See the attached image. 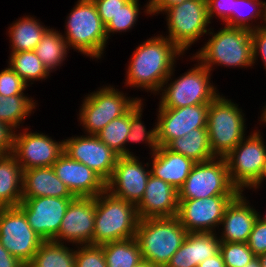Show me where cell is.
I'll return each instance as SVG.
<instances>
[{
	"mask_svg": "<svg viewBox=\"0 0 266 267\" xmlns=\"http://www.w3.org/2000/svg\"><path fill=\"white\" fill-rule=\"evenodd\" d=\"M183 55L185 56L169 38L154 34L132 52L125 65L127 68L123 88L140 89L156 95L177 65V60L183 59Z\"/></svg>",
	"mask_w": 266,
	"mask_h": 267,
	"instance_id": "obj_1",
	"label": "cell"
},
{
	"mask_svg": "<svg viewBox=\"0 0 266 267\" xmlns=\"http://www.w3.org/2000/svg\"><path fill=\"white\" fill-rule=\"evenodd\" d=\"M216 32L211 27L208 40L193 55L211 73L220 67L254 68L251 30L223 25ZM212 35V36H211ZM216 67V68H215Z\"/></svg>",
	"mask_w": 266,
	"mask_h": 267,
	"instance_id": "obj_2",
	"label": "cell"
},
{
	"mask_svg": "<svg viewBox=\"0 0 266 267\" xmlns=\"http://www.w3.org/2000/svg\"><path fill=\"white\" fill-rule=\"evenodd\" d=\"M194 67L175 78V69L165 80L155 96H159L157 108H180L197 104H210L221 92L211 80L212 73L194 56H190Z\"/></svg>",
	"mask_w": 266,
	"mask_h": 267,
	"instance_id": "obj_3",
	"label": "cell"
},
{
	"mask_svg": "<svg viewBox=\"0 0 266 267\" xmlns=\"http://www.w3.org/2000/svg\"><path fill=\"white\" fill-rule=\"evenodd\" d=\"M64 24V33L61 34L69 49L86 55L90 60L104 57L109 40L93 0H77Z\"/></svg>",
	"mask_w": 266,
	"mask_h": 267,
	"instance_id": "obj_4",
	"label": "cell"
},
{
	"mask_svg": "<svg viewBox=\"0 0 266 267\" xmlns=\"http://www.w3.org/2000/svg\"><path fill=\"white\" fill-rule=\"evenodd\" d=\"M187 233L177 216L146 218L139 219L135 238L143 260L165 267Z\"/></svg>",
	"mask_w": 266,
	"mask_h": 267,
	"instance_id": "obj_5",
	"label": "cell"
},
{
	"mask_svg": "<svg viewBox=\"0 0 266 267\" xmlns=\"http://www.w3.org/2000/svg\"><path fill=\"white\" fill-rule=\"evenodd\" d=\"M139 217L135 204L111 195L107 190L95 197L93 245L136 236Z\"/></svg>",
	"mask_w": 266,
	"mask_h": 267,
	"instance_id": "obj_6",
	"label": "cell"
},
{
	"mask_svg": "<svg viewBox=\"0 0 266 267\" xmlns=\"http://www.w3.org/2000/svg\"><path fill=\"white\" fill-rule=\"evenodd\" d=\"M241 108L222 93L209 104L207 132L215 157H225L246 137L247 118Z\"/></svg>",
	"mask_w": 266,
	"mask_h": 267,
	"instance_id": "obj_7",
	"label": "cell"
},
{
	"mask_svg": "<svg viewBox=\"0 0 266 267\" xmlns=\"http://www.w3.org/2000/svg\"><path fill=\"white\" fill-rule=\"evenodd\" d=\"M98 89V90H97ZM84 96L77 114L83 133L96 135L110 121L128 113L143 97H130L129 93L114 85H100Z\"/></svg>",
	"mask_w": 266,
	"mask_h": 267,
	"instance_id": "obj_8",
	"label": "cell"
},
{
	"mask_svg": "<svg viewBox=\"0 0 266 267\" xmlns=\"http://www.w3.org/2000/svg\"><path fill=\"white\" fill-rule=\"evenodd\" d=\"M161 14L166 17L168 31L166 35L160 34L169 38L184 54L207 35L212 27L207 0H185L165 9Z\"/></svg>",
	"mask_w": 266,
	"mask_h": 267,
	"instance_id": "obj_9",
	"label": "cell"
},
{
	"mask_svg": "<svg viewBox=\"0 0 266 267\" xmlns=\"http://www.w3.org/2000/svg\"><path fill=\"white\" fill-rule=\"evenodd\" d=\"M255 128L224 157L230 181L239 192L245 193L259 181L266 163V140L262 129Z\"/></svg>",
	"mask_w": 266,
	"mask_h": 267,
	"instance_id": "obj_10",
	"label": "cell"
},
{
	"mask_svg": "<svg viewBox=\"0 0 266 267\" xmlns=\"http://www.w3.org/2000/svg\"><path fill=\"white\" fill-rule=\"evenodd\" d=\"M238 193L230 181L225 158L214 157L193 165L189 176L178 190V199H204Z\"/></svg>",
	"mask_w": 266,
	"mask_h": 267,
	"instance_id": "obj_11",
	"label": "cell"
},
{
	"mask_svg": "<svg viewBox=\"0 0 266 267\" xmlns=\"http://www.w3.org/2000/svg\"><path fill=\"white\" fill-rule=\"evenodd\" d=\"M43 241L18 206L0 208V243L12 256L27 265Z\"/></svg>",
	"mask_w": 266,
	"mask_h": 267,
	"instance_id": "obj_12",
	"label": "cell"
},
{
	"mask_svg": "<svg viewBox=\"0 0 266 267\" xmlns=\"http://www.w3.org/2000/svg\"><path fill=\"white\" fill-rule=\"evenodd\" d=\"M27 126L14 131L12 155L22 170L49 167L64 151V140L56 141L43 132H32Z\"/></svg>",
	"mask_w": 266,
	"mask_h": 267,
	"instance_id": "obj_13",
	"label": "cell"
},
{
	"mask_svg": "<svg viewBox=\"0 0 266 267\" xmlns=\"http://www.w3.org/2000/svg\"><path fill=\"white\" fill-rule=\"evenodd\" d=\"M235 196L217 195L204 199H178L177 218L188 233H216L220 228L227 205Z\"/></svg>",
	"mask_w": 266,
	"mask_h": 267,
	"instance_id": "obj_14",
	"label": "cell"
},
{
	"mask_svg": "<svg viewBox=\"0 0 266 267\" xmlns=\"http://www.w3.org/2000/svg\"><path fill=\"white\" fill-rule=\"evenodd\" d=\"M149 161L138 156H119L106 190L113 196L137 205L145 192L150 176Z\"/></svg>",
	"mask_w": 266,
	"mask_h": 267,
	"instance_id": "obj_15",
	"label": "cell"
},
{
	"mask_svg": "<svg viewBox=\"0 0 266 267\" xmlns=\"http://www.w3.org/2000/svg\"><path fill=\"white\" fill-rule=\"evenodd\" d=\"M64 140V153L70 158L85 164L105 182L113 173L119 155L111 150L96 135H72Z\"/></svg>",
	"mask_w": 266,
	"mask_h": 267,
	"instance_id": "obj_16",
	"label": "cell"
},
{
	"mask_svg": "<svg viewBox=\"0 0 266 267\" xmlns=\"http://www.w3.org/2000/svg\"><path fill=\"white\" fill-rule=\"evenodd\" d=\"M209 104L180 108H157V142L167 146L172 140L188 134L195 128H207Z\"/></svg>",
	"mask_w": 266,
	"mask_h": 267,
	"instance_id": "obj_17",
	"label": "cell"
},
{
	"mask_svg": "<svg viewBox=\"0 0 266 267\" xmlns=\"http://www.w3.org/2000/svg\"><path fill=\"white\" fill-rule=\"evenodd\" d=\"M74 198H22L18 207L24 212L30 227L44 240H53L70 201Z\"/></svg>",
	"mask_w": 266,
	"mask_h": 267,
	"instance_id": "obj_18",
	"label": "cell"
},
{
	"mask_svg": "<svg viewBox=\"0 0 266 267\" xmlns=\"http://www.w3.org/2000/svg\"><path fill=\"white\" fill-rule=\"evenodd\" d=\"M95 229V197H75L69 203L53 241L72 244H92Z\"/></svg>",
	"mask_w": 266,
	"mask_h": 267,
	"instance_id": "obj_19",
	"label": "cell"
},
{
	"mask_svg": "<svg viewBox=\"0 0 266 267\" xmlns=\"http://www.w3.org/2000/svg\"><path fill=\"white\" fill-rule=\"evenodd\" d=\"M52 167L75 197H96L106 190V182L96 172L64 152Z\"/></svg>",
	"mask_w": 266,
	"mask_h": 267,
	"instance_id": "obj_20",
	"label": "cell"
},
{
	"mask_svg": "<svg viewBox=\"0 0 266 267\" xmlns=\"http://www.w3.org/2000/svg\"><path fill=\"white\" fill-rule=\"evenodd\" d=\"M245 194L247 193L239 192L227 205L217 231L220 242L247 243L257 220L258 209Z\"/></svg>",
	"mask_w": 266,
	"mask_h": 267,
	"instance_id": "obj_21",
	"label": "cell"
},
{
	"mask_svg": "<svg viewBox=\"0 0 266 267\" xmlns=\"http://www.w3.org/2000/svg\"><path fill=\"white\" fill-rule=\"evenodd\" d=\"M178 190L150 174L144 195L136 205L139 219L174 217L178 214Z\"/></svg>",
	"mask_w": 266,
	"mask_h": 267,
	"instance_id": "obj_22",
	"label": "cell"
},
{
	"mask_svg": "<svg viewBox=\"0 0 266 267\" xmlns=\"http://www.w3.org/2000/svg\"><path fill=\"white\" fill-rule=\"evenodd\" d=\"M220 239L213 232L187 233L181 247L165 267H197L219 252Z\"/></svg>",
	"mask_w": 266,
	"mask_h": 267,
	"instance_id": "obj_23",
	"label": "cell"
},
{
	"mask_svg": "<svg viewBox=\"0 0 266 267\" xmlns=\"http://www.w3.org/2000/svg\"><path fill=\"white\" fill-rule=\"evenodd\" d=\"M149 166L151 175L162 179L179 190L195 162L191 159L168 150L165 146L159 148L150 155Z\"/></svg>",
	"mask_w": 266,
	"mask_h": 267,
	"instance_id": "obj_24",
	"label": "cell"
},
{
	"mask_svg": "<svg viewBox=\"0 0 266 267\" xmlns=\"http://www.w3.org/2000/svg\"><path fill=\"white\" fill-rule=\"evenodd\" d=\"M75 198L69 188L57 177L52 166L36 167L22 173V198Z\"/></svg>",
	"mask_w": 266,
	"mask_h": 267,
	"instance_id": "obj_25",
	"label": "cell"
},
{
	"mask_svg": "<svg viewBox=\"0 0 266 267\" xmlns=\"http://www.w3.org/2000/svg\"><path fill=\"white\" fill-rule=\"evenodd\" d=\"M50 26L44 25L36 16L24 15L18 17L7 28L10 52L31 51L41 41L43 34Z\"/></svg>",
	"mask_w": 266,
	"mask_h": 267,
	"instance_id": "obj_26",
	"label": "cell"
},
{
	"mask_svg": "<svg viewBox=\"0 0 266 267\" xmlns=\"http://www.w3.org/2000/svg\"><path fill=\"white\" fill-rule=\"evenodd\" d=\"M23 170L12 154L0 155V208L22 202Z\"/></svg>",
	"mask_w": 266,
	"mask_h": 267,
	"instance_id": "obj_27",
	"label": "cell"
},
{
	"mask_svg": "<svg viewBox=\"0 0 266 267\" xmlns=\"http://www.w3.org/2000/svg\"><path fill=\"white\" fill-rule=\"evenodd\" d=\"M166 148L195 163L208 161L215 157L211 152L207 128H195L188 134L172 140Z\"/></svg>",
	"mask_w": 266,
	"mask_h": 267,
	"instance_id": "obj_28",
	"label": "cell"
},
{
	"mask_svg": "<svg viewBox=\"0 0 266 267\" xmlns=\"http://www.w3.org/2000/svg\"><path fill=\"white\" fill-rule=\"evenodd\" d=\"M34 52L48 71L54 73L63 66L66 58L69 57L70 49L60 30L49 27Z\"/></svg>",
	"mask_w": 266,
	"mask_h": 267,
	"instance_id": "obj_29",
	"label": "cell"
},
{
	"mask_svg": "<svg viewBox=\"0 0 266 267\" xmlns=\"http://www.w3.org/2000/svg\"><path fill=\"white\" fill-rule=\"evenodd\" d=\"M29 96L28 93L8 97L0 94V122L7 124L14 131L24 128L25 120L34 114L38 107V101Z\"/></svg>",
	"mask_w": 266,
	"mask_h": 267,
	"instance_id": "obj_30",
	"label": "cell"
},
{
	"mask_svg": "<svg viewBox=\"0 0 266 267\" xmlns=\"http://www.w3.org/2000/svg\"><path fill=\"white\" fill-rule=\"evenodd\" d=\"M43 241L26 267H75V245Z\"/></svg>",
	"mask_w": 266,
	"mask_h": 267,
	"instance_id": "obj_31",
	"label": "cell"
},
{
	"mask_svg": "<svg viewBox=\"0 0 266 267\" xmlns=\"http://www.w3.org/2000/svg\"><path fill=\"white\" fill-rule=\"evenodd\" d=\"M8 65L27 86L35 81L45 82L51 75L45 65L36 56L34 50L22 52H9Z\"/></svg>",
	"mask_w": 266,
	"mask_h": 267,
	"instance_id": "obj_32",
	"label": "cell"
},
{
	"mask_svg": "<svg viewBox=\"0 0 266 267\" xmlns=\"http://www.w3.org/2000/svg\"><path fill=\"white\" fill-rule=\"evenodd\" d=\"M144 101L140 100L131 110H130V132L126 139V156H135L134 152L131 151V148H128V145L133 143L139 144L144 143L147 146L146 148L150 149L149 154H153L158 148L157 142V122L153 124V128L147 131L146 125L142 121L143 110H144ZM130 143V144H129Z\"/></svg>",
	"mask_w": 266,
	"mask_h": 267,
	"instance_id": "obj_33",
	"label": "cell"
},
{
	"mask_svg": "<svg viewBox=\"0 0 266 267\" xmlns=\"http://www.w3.org/2000/svg\"><path fill=\"white\" fill-rule=\"evenodd\" d=\"M102 248L107 267H135L143 260L135 237L105 243Z\"/></svg>",
	"mask_w": 266,
	"mask_h": 267,
	"instance_id": "obj_34",
	"label": "cell"
},
{
	"mask_svg": "<svg viewBox=\"0 0 266 267\" xmlns=\"http://www.w3.org/2000/svg\"><path fill=\"white\" fill-rule=\"evenodd\" d=\"M265 3V0H234L233 19L226 26L251 31L264 26Z\"/></svg>",
	"mask_w": 266,
	"mask_h": 267,
	"instance_id": "obj_35",
	"label": "cell"
},
{
	"mask_svg": "<svg viewBox=\"0 0 266 267\" xmlns=\"http://www.w3.org/2000/svg\"><path fill=\"white\" fill-rule=\"evenodd\" d=\"M147 3L140 5L139 0H129L118 13L107 23L105 26L106 35L108 40L111 39V36L114 34H121L125 32H129L133 29L135 25H137V21L139 15L144 13L146 17L151 16V9H150V0H146ZM142 7V8H141ZM144 10V11H141Z\"/></svg>",
	"mask_w": 266,
	"mask_h": 267,
	"instance_id": "obj_36",
	"label": "cell"
},
{
	"mask_svg": "<svg viewBox=\"0 0 266 267\" xmlns=\"http://www.w3.org/2000/svg\"><path fill=\"white\" fill-rule=\"evenodd\" d=\"M130 132V111L110 121L96 136L119 156H126V139Z\"/></svg>",
	"mask_w": 266,
	"mask_h": 267,
	"instance_id": "obj_37",
	"label": "cell"
},
{
	"mask_svg": "<svg viewBox=\"0 0 266 267\" xmlns=\"http://www.w3.org/2000/svg\"><path fill=\"white\" fill-rule=\"evenodd\" d=\"M219 252L226 267H243L256 257L247 243L220 242Z\"/></svg>",
	"mask_w": 266,
	"mask_h": 267,
	"instance_id": "obj_38",
	"label": "cell"
},
{
	"mask_svg": "<svg viewBox=\"0 0 266 267\" xmlns=\"http://www.w3.org/2000/svg\"><path fill=\"white\" fill-rule=\"evenodd\" d=\"M75 267H107L102 245H75Z\"/></svg>",
	"mask_w": 266,
	"mask_h": 267,
	"instance_id": "obj_39",
	"label": "cell"
},
{
	"mask_svg": "<svg viewBox=\"0 0 266 267\" xmlns=\"http://www.w3.org/2000/svg\"><path fill=\"white\" fill-rule=\"evenodd\" d=\"M29 86L9 66L0 71V94L14 96L25 94Z\"/></svg>",
	"mask_w": 266,
	"mask_h": 267,
	"instance_id": "obj_40",
	"label": "cell"
},
{
	"mask_svg": "<svg viewBox=\"0 0 266 267\" xmlns=\"http://www.w3.org/2000/svg\"><path fill=\"white\" fill-rule=\"evenodd\" d=\"M210 22L215 17L222 25H227L233 19L234 0H207Z\"/></svg>",
	"mask_w": 266,
	"mask_h": 267,
	"instance_id": "obj_41",
	"label": "cell"
},
{
	"mask_svg": "<svg viewBox=\"0 0 266 267\" xmlns=\"http://www.w3.org/2000/svg\"><path fill=\"white\" fill-rule=\"evenodd\" d=\"M247 245L257 257L266 253V224L258 219L254 222Z\"/></svg>",
	"mask_w": 266,
	"mask_h": 267,
	"instance_id": "obj_42",
	"label": "cell"
},
{
	"mask_svg": "<svg viewBox=\"0 0 266 267\" xmlns=\"http://www.w3.org/2000/svg\"><path fill=\"white\" fill-rule=\"evenodd\" d=\"M253 65L261 60L266 71V26L251 31ZM266 74V72H265Z\"/></svg>",
	"mask_w": 266,
	"mask_h": 267,
	"instance_id": "obj_43",
	"label": "cell"
},
{
	"mask_svg": "<svg viewBox=\"0 0 266 267\" xmlns=\"http://www.w3.org/2000/svg\"><path fill=\"white\" fill-rule=\"evenodd\" d=\"M128 1L129 0H93L105 26Z\"/></svg>",
	"mask_w": 266,
	"mask_h": 267,
	"instance_id": "obj_44",
	"label": "cell"
},
{
	"mask_svg": "<svg viewBox=\"0 0 266 267\" xmlns=\"http://www.w3.org/2000/svg\"><path fill=\"white\" fill-rule=\"evenodd\" d=\"M14 130L7 124L0 122V155H8L13 149Z\"/></svg>",
	"mask_w": 266,
	"mask_h": 267,
	"instance_id": "obj_45",
	"label": "cell"
},
{
	"mask_svg": "<svg viewBox=\"0 0 266 267\" xmlns=\"http://www.w3.org/2000/svg\"><path fill=\"white\" fill-rule=\"evenodd\" d=\"M0 267H26L18 258L12 256L0 243Z\"/></svg>",
	"mask_w": 266,
	"mask_h": 267,
	"instance_id": "obj_46",
	"label": "cell"
},
{
	"mask_svg": "<svg viewBox=\"0 0 266 267\" xmlns=\"http://www.w3.org/2000/svg\"><path fill=\"white\" fill-rule=\"evenodd\" d=\"M184 1L185 0H150L151 16H158L165 9Z\"/></svg>",
	"mask_w": 266,
	"mask_h": 267,
	"instance_id": "obj_47",
	"label": "cell"
},
{
	"mask_svg": "<svg viewBox=\"0 0 266 267\" xmlns=\"http://www.w3.org/2000/svg\"><path fill=\"white\" fill-rule=\"evenodd\" d=\"M197 267H226V266L221 253L218 252L214 256L207 258L206 260L198 264Z\"/></svg>",
	"mask_w": 266,
	"mask_h": 267,
	"instance_id": "obj_48",
	"label": "cell"
},
{
	"mask_svg": "<svg viewBox=\"0 0 266 267\" xmlns=\"http://www.w3.org/2000/svg\"><path fill=\"white\" fill-rule=\"evenodd\" d=\"M264 181L266 182V163L262 172V175L259 178V181L251 188L253 191H257V189L262 188V184L264 183Z\"/></svg>",
	"mask_w": 266,
	"mask_h": 267,
	"instance_id": "obj_49",
	"label": "cell"
},
{
	"mask_svg": "<svg viewBox=\"0 0 266 267\" xmlns=\"http://www.w3.org/2000/svg\"><path fill=\"white\" fill-rule=\"evenodd\" d=\"M261 115L259 118V125H263V127L266 126V104L262 107V111L260 112Z\"/></svg>",
	"mask_w": 266,
	"mask_h": 267,
	"instance_id": "obj_50",
	"label": "cell"
},
{
	"mask_svg": "<svg viewBox=\"0 0 266 267\" xmlns=\"http://www.w3.org/2000/svg\"><path fill=\"white\" fill-rule=\"evenodd\" d=\"M243 267H261L260 259L256 256Z\"/></svg>",
	"mask_w": 266,
	"mask_h": 267,
	"instance_id": "obj_51",
	"label": "cell"
},
{
	"mask_svg": "<svg viewBox=\"0 0 266 267\" xmlns=\"http://www.w3.org/2000/svg\"><path fill=\"white\" fill-rule=\"evenodd\" d=\"M135 267H159L158 265H154L151 262L142 260L138 265H136Z\"/></svg>",
	"mask_w": 266,
	"mask_h": 267,
	"instance_id": "obj_52",
	"label": "cell"
},
{
	"mask_svg": "<svg viewBox=\"0 0 266 267\" xmlns=\"http://www.w3.org/2000/svg\"><path fill=\"white\" fill-rule=\"evenodd\" d=\"M257 219L260 222L266 224V213L264 215H262L260 211L259 212L257 211Z\"/></svg>",
	"mask_w": 266,
	"mask_h": 267,
	"instance_id": "obj_53",
	"label": "cell"
},
{
	"mask_svg": "<svg viewBox=\"0 0 266 267\" xmlns=\"http://www.w3.org/2000/svg\"><path fill=\"white\" fill-rule=\"evenodd\" d=\"M261 262V267H266V253H263L258 256Z\"/></svg>",
	"mask_w": 266,
	"mask_h": 267,
	"instance_id": "obj_54",
	"label": "cell"
},
{
	"mask_svg": "<svg viewBox=\"0 0 266 267\" xmlns=\"http://www.w3.org/2000/svg\"><path fill=\"white\" fill-rule=\"evenodd\" d=\"M264 26H266V3H265V23H264Z\"/></svg>",
	"mask_w": 266,
	"mask_h": 267,
	"instance_id": "obj_55",
	"label": "cell"
}]
</instances>
